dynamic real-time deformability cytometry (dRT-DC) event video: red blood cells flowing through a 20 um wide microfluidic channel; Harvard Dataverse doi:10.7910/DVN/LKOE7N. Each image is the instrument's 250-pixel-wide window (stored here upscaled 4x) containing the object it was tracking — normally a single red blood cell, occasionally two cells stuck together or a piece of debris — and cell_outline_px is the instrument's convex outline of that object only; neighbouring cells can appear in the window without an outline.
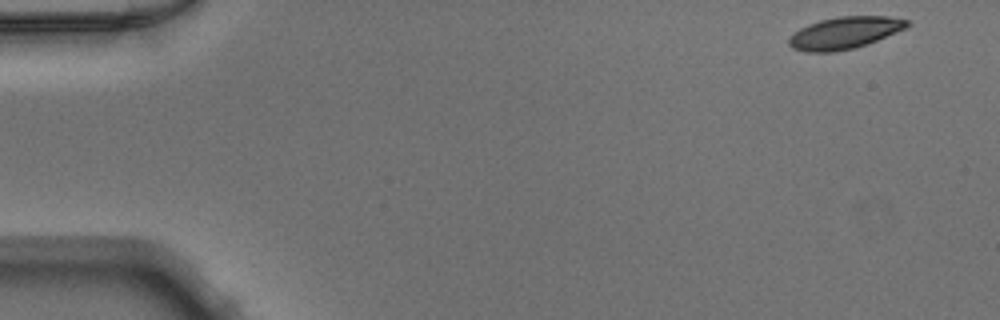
{"species": "Egyptian fruit bat (a non-hibernating species)", "species_latin": "Rousettus aegyptiacus", "temperature_condition": "warm", "stored_images_in_passage": 10, "camera_frame_rate_fps": 3000, "um_per_image_px": 0.085, "animal": {"sex": "male"}, "frame": {"image": 1, "passage_image": 1, "time_ms": 0.0, "image_size_px": [1000, 320], "cell_outline_px": [[912, 24], [908, 28], [876, 40], [852, 48], [832, 52], [808, 52], [792, 48], [788, 44], [788, 40], [800, 28], [808, 24], [820, 20], [836, 16], [888, 16], [908, 20]], "centroid_in_image_um": [71.82, 2.77], "position_along_channel_um": 13.2, "area_um2": 21.91}}